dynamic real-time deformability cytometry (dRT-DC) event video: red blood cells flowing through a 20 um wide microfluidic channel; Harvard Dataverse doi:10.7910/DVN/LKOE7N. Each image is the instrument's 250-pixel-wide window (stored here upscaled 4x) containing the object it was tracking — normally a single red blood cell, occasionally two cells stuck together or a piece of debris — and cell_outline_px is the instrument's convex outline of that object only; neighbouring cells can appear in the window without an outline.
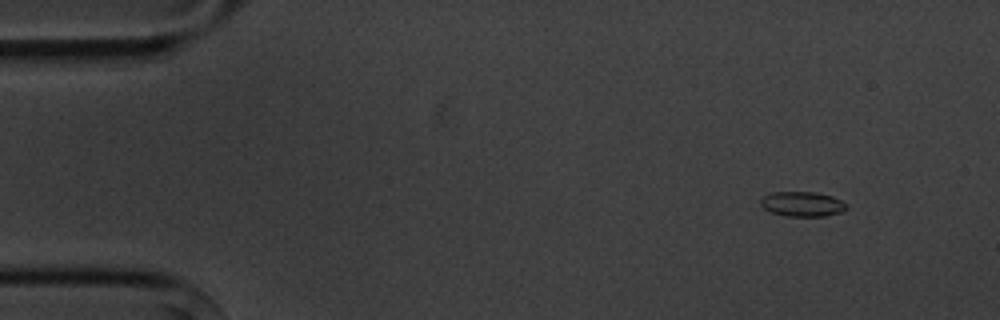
{"species": "common noctule bat (a hibernating species)", "species_latin": "Nyctalus noctula", "temperature_condition": "cold", "stored_images_in_passage": 4, "camera_frame_rate_fps": 3000, "um_per_image_px": 0.085, "animal": {"sex": "male", "body_mass_g": 20.1, "forearm_length_mm": 53.5}, "frame": {"image": 1, "passage_image": 1, "time_ms": 0.0, "image_size_px": [1000, 320], "cell_outline_px": [[848, 208], [840, 212], [824, 216], [788, 216], [772, 212], [764, 208], [760, 204], [760, 200], [764, 196], [772, 192], [816, 192], [832, 196], [840, 200]], "centroid_in_image_um": [68.18, 17.33], "position_along_channel_um": 16.8, "area_um2": 12.25}}
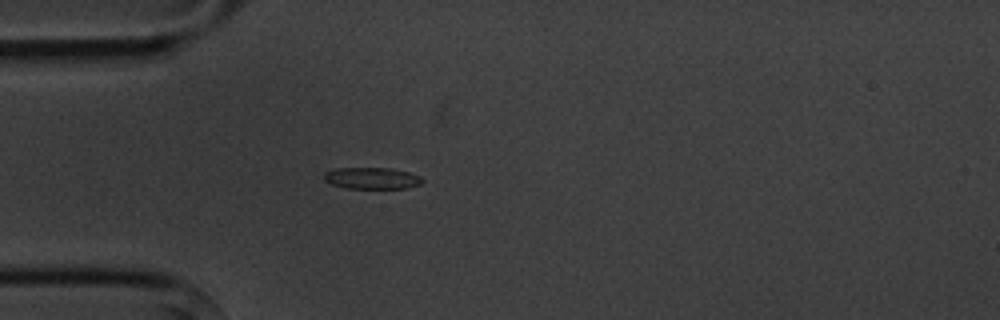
{"frame": {"image": 2, "passage_image": 4, "time_ms": 3.333, "image_size_px": [1000, 320], "cell_outline_px": [[424, 180], [420, 184], [404, 188], [344, 188], [332, 184], [324, 180], [324, 172], [336, 168], [388, 168], [408, 172], [420, 176]], "centroid_in_image_um": [31.58, 15.14], "position_along_channel_um": 53.4, "area_um2": 12.25}}